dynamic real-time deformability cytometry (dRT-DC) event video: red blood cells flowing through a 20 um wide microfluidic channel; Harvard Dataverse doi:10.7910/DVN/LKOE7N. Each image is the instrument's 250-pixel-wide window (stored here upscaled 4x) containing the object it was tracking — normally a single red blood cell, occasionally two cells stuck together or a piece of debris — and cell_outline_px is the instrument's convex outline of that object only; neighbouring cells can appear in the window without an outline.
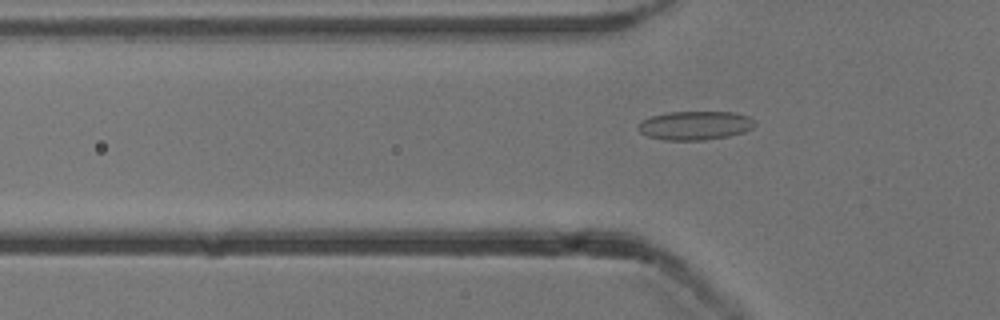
{"species": "common noctule bat (a hibernating species)", "species_latin": "Nyctalus noctula", "temperature_condition": "cold", "stored_images_in_passage": 17, "camera_frame_rate_fps": 3000, "um_per_image_px": 0.085, "animal": {"sex": "male", "body_mass_g": 13.3}, "frame": {"image": 1, "passage_image": 17, "time_ms": 5.333, "image_size_px": [1000, 320], "cell_outline_px": [[756, 124], [752, 128], [744, 132], [728, 136], [704, 140], [664, 140], [648, 136], [640, 132], [640, 124], [644, 120], [652, 116], [668, 112], [736, 112], [748, 116]], "centroid_in_image_um": [59.12, 10.66], "position_along_channel_um": 66.7, "area_um2": 19.36}}